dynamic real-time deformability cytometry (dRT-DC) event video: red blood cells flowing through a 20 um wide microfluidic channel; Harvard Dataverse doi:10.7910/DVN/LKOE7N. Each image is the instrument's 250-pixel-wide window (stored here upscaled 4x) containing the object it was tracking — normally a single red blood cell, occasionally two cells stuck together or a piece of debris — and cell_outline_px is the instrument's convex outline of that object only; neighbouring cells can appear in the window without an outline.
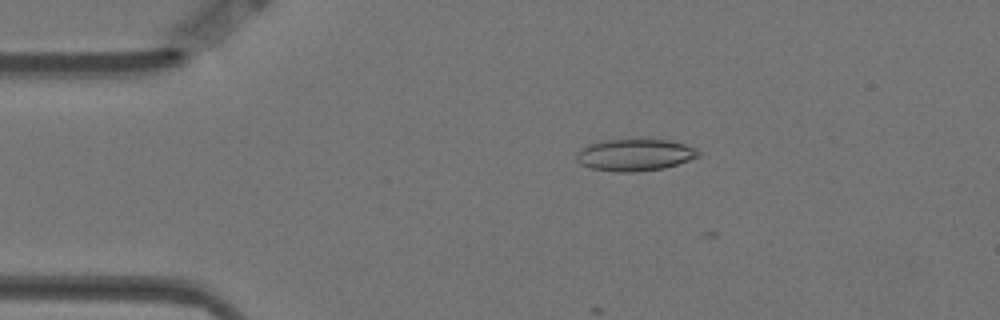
{"species": "Egyptian fruit bat (a non-hibernating species)", "species_latin": "Rousettus aegyptiacus", "temperature_condition": "warm", "stored_images_in_passage": 3, "camera_frame_rate_fps": 3000, "um_per_image_px": 0.085, "animal": {"sex": "female"}, "frame": {"image": 1, "passage_image": 1, "time_ms": 0.0, "image_size_px": [1000, 320], "cell_outline_px": [[700, 156], [664, 168], [632, 172], [616, 172], [592, 168], [580, 164], [576, 160], [576, 152], [580, 148], [588, 144], [600, 140], [668, 140], [684, 144], [700, 152]], "centroid_in_image_um": [53.89, 13.17], "position_along_channel_um": 31.1, "area_um2": 22.48}}